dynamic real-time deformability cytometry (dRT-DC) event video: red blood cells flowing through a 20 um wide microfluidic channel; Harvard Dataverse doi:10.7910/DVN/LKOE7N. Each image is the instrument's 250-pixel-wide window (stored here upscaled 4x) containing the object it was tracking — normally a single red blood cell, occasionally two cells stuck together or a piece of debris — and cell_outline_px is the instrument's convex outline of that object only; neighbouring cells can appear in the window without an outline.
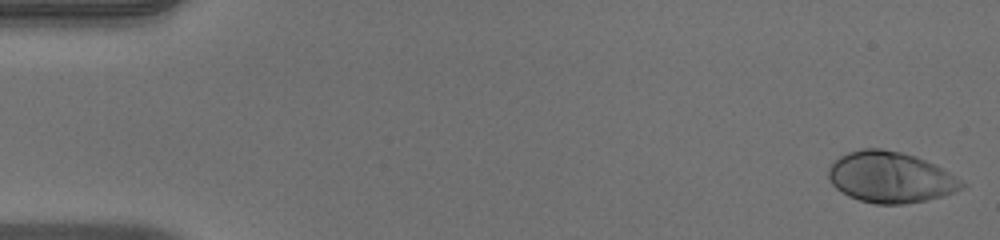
{"species": "human", "species_latin": "Homo sapiens", "temperature_condition": "warm", "stored_images_in_passage": 51, "camera_frame_rate_fps": 3000, "um_per_image_px": 0.085, "donor": {"sex": "male"}, "frame": {"image": 1, "passage_image": 1, "time_ms": 0.0, "image_size_px": [1000, 240], "cell_outline_px": [[968, 184], [944, 196], [904, 204], [876, 204], [860, 200], [848, 196], [840, 192], [832, 184], [828, 176], [828, 168], [840, 156], [848, 152], [860, 148], [880, 148], [900, 152], [916, 156], [948, 172]], "centroid_in_image_um": [75.65, 15.07], "position_along_channel_um": 9.4, "area_um2": 39.36}}
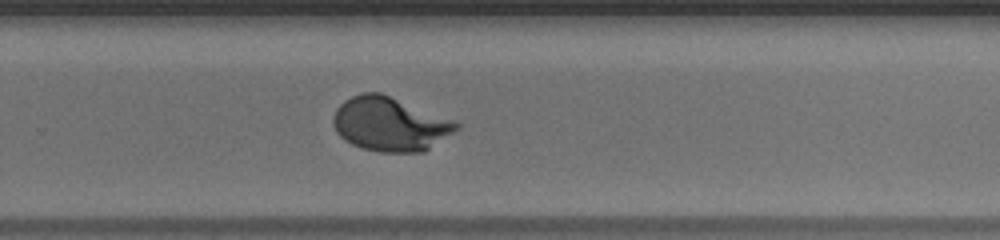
{"frame": {"image": 2, "passage_image": 34, "time_ms": 11.0, "image_size_px": [1000, 240], "cell_outline_px": [[460, 128], [424, 152], [380, 152], [360, 148], [344, 140], [336, 132], [332, 124], [332, 116], [336, 108], [344, 100], [352, 96], [364, 92], [380, 92], [452, 120], [460, 124]], "centroid_in_image_um": [33.1, 10.56], "position_along_channel_um": 296.7, "area_um2": 38.73}}
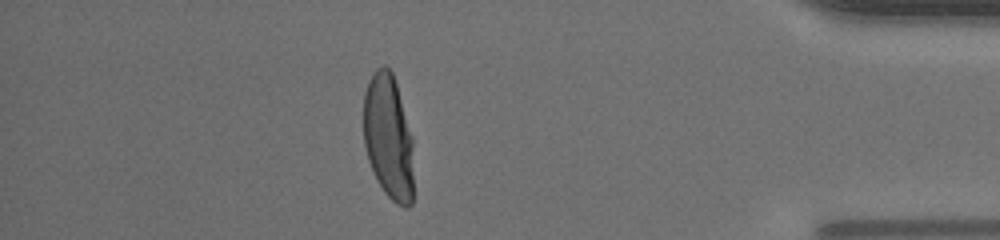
{"frame": {"image": 3, "passage_image": 45, "time_ms": 14.667, "image_size_px": [1000, 240], "cell_outline_px": [[412, 204], [408, 208], [404, 208], [396, 204], [384, 192], [376, 180], [368, 160], [364, 144], [364, 92], [368, 80], [376, 68], [384, 64], [392, 72], [396, 84], [412, 136]], "centroid_in_image_um": [33.0, 11.66], "position_along_channel_um": 402.2, "area_um2": 36.53}, "authors_computed_cell_mechanics": {"area_um2": 38.0902, "velocity_mm_per_s": 3.9653, "shape_relaxation_time_tau1_ms": 3.7208, "shape_relaxation_time_tau2_ms": null, "deformation_change_tau1": 0.2527, "deformation_change_tau2": null}}